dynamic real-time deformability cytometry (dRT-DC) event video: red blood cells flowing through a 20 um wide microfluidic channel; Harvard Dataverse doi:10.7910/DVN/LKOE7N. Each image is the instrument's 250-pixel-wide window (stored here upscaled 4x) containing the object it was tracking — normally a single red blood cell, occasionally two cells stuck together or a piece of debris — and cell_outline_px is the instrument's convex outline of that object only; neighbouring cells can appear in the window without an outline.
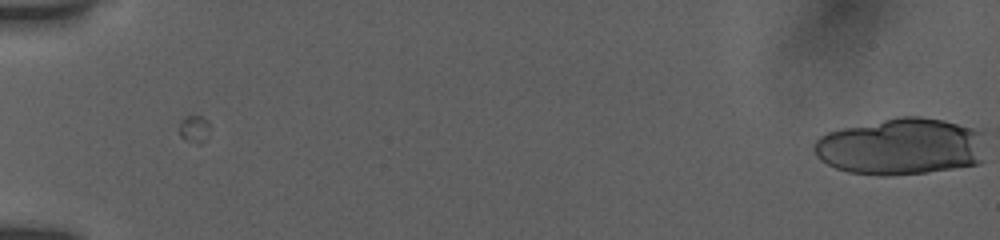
{"species": "human", "species_latin": "Homo sapiens", "temperature_condition": "room temperature", "stored_images_in_passage": 5, "camera_frame_rate_fps": 3000, "um_per_image_px": 0.085, "donor": {"sex": "female"}, "frame": {"image": 1, "passage_image": 5, "time_ms": 2.667, "image_size_px": [1000, 240], "cell_outline_px": [[984, 160], [980, 164], [928, 172], [888, 176], [880, 176], [848, 172], [836, 168], [820, 160], [816, 156], [812, 148], [812, 144], [820, 136], [828, 132], [840, 128], [896, 116], [920, 116], [944, 120], [972, 128], [984, 132]], "centroid_in_image_um": [76.59, 12.45], "position_along_channel_um": 8.4, "area_um2": 57.74}}